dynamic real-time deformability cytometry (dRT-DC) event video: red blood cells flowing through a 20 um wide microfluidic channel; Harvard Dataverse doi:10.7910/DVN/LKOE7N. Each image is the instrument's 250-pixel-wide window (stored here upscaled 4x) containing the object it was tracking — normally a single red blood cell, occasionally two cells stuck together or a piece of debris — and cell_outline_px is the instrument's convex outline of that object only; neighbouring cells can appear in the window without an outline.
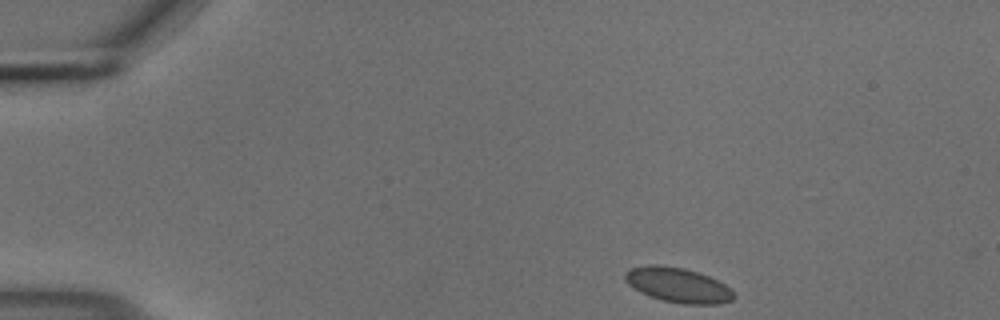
{"species": "common noctule bat (a hibernating species)", "species_latin": "Nyctalus noctula", "temperature_condition": "cold", "stored_images_in_passage": 47, "camera_frame_rate_fps": 3000, "um_per_image_px": 0.085, "animal": {"sex": "male", "body_mass_g": 18.8}, "frame": {"image": 1, "passage_image": 1, "time_ms": 0.0, "image_size_px": [1000, 320], "cell_outline_px": [[736, 296], [732, 300], [720, 304], [684, 304], [664, 300], [640, 292], [632, 288], [624, 280], [624, 276], [632, 268], [652, 264], [656, 264], [684, 268], [708, 276], [732, 288]], "centroid_in_image_um": [57.66, 24.24], "position_along_channel_um": 27.3, "area_um2": 21.91}}
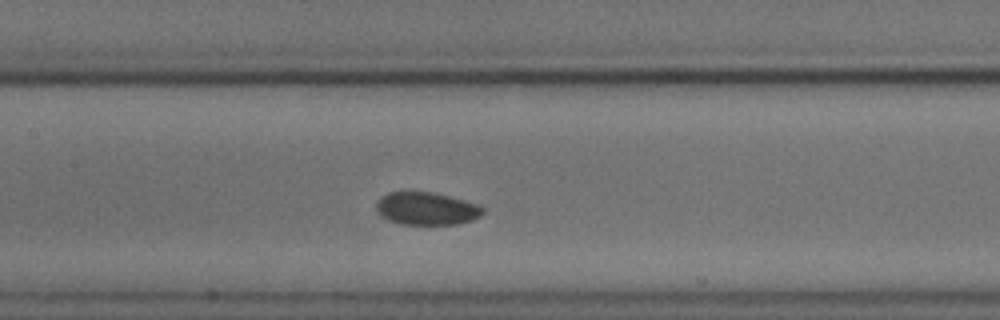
{"frame": {"image": 2, "passage_image": 19, "time_ms": 6.0, "image_size_px": [1000, 320], "cell_outline_px": [[484, 212], [480, 216], [472, 220], [460, 224], [400, 224], [388, 220], [380, 216], [376, 212], [376, 204], [380, 196], [388, 192], [432, 192], [480, 204], [484, 208]], "centroid_in_image_um": [36.24, 17.73], "position_along_channel_um": 171.2, "area_um2": 20.52}}
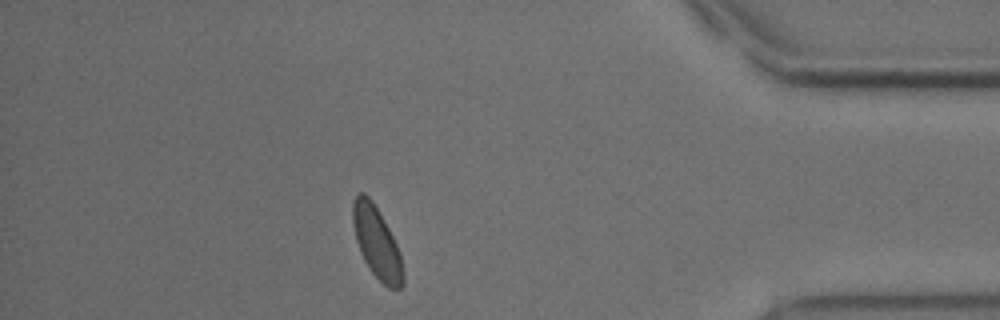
{"frame": {"image": 3, "passage_image": 41, "time_ms": 13.333, "image_size_px": [1000, 320], "cell_outline_px": [[404, 284], [400, 288], [388, 288], [372, 272], [364, 260], [360, 252], [356, 240], [352, 220], [352, 204], [356, 196], [360, 192], [364, 192], [372, 200], [388, 228], [400, 252], [404, 272]], "centroid_in_image_um": [32.02, 20.62], "position_along_channel_um": 403.2, "area_um2": 20.75}}